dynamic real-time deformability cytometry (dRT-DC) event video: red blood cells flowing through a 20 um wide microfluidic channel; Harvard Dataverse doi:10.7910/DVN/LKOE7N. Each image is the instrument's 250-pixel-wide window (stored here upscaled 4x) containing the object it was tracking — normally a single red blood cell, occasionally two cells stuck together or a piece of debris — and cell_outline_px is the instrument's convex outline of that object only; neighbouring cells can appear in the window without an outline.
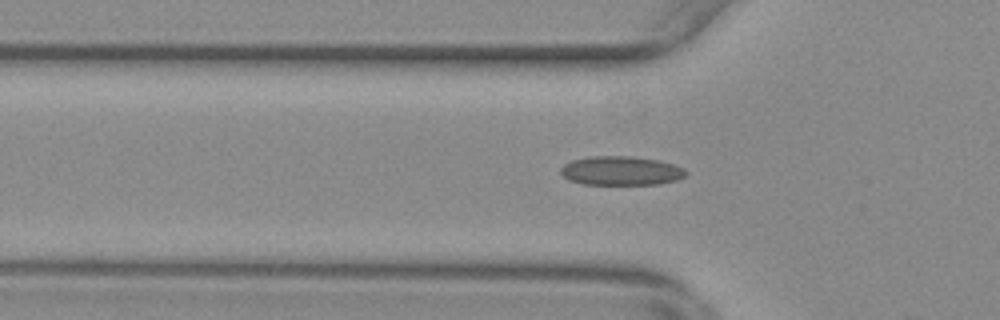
{"species": "common noctule bat (a hibernating species)", "species_latin": "Nyctalus noctula", "temperature_condition": "warm", "stored_images_in_passage": 5, "camera_frame_rate_fps": 3000, "um_per_image_px": 0.085, "animal": {"sex": "female", "body_mass_g": 29.2, "forearm_length_mm": 56.3}, "frame": {"image": 1, "passage_image": 2, "time_ms": 0.333, "image_size_px": [1000, 320], "cell_outline_px": [[688, 172], [684, 176], [676, 180], [660, 184], [584, 184], [568, 180], [560, 172], [560, 168], [564, 164], [572, 160], [592, 156], [628, 156], [660, 160], [684, 168]], "centroid_in_image_um": [52.78, 14.51], "position_along_channel_um": 73.0, "area_um2": 21.15}}